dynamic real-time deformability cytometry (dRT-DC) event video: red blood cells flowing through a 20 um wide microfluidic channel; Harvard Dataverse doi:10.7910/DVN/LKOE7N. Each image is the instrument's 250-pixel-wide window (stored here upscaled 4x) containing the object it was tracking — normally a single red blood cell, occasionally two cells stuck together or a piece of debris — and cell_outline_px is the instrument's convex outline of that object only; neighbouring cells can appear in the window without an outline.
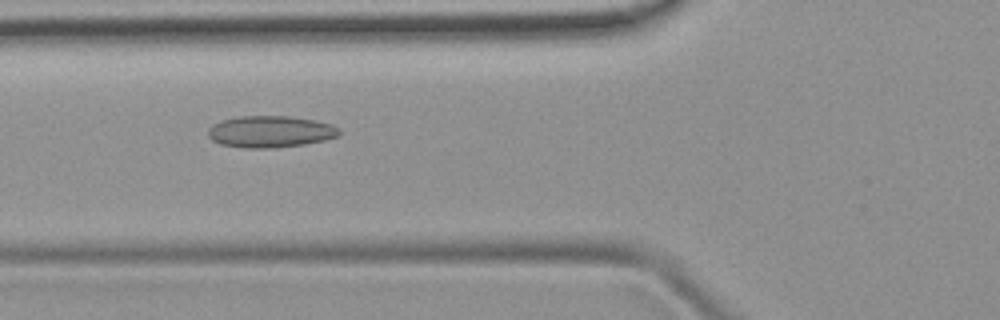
{"species": "common noctule bat (a hibernating species)", "species_latin": "Nyctalus noctula", "temperature_condition": "room temperature", "stored_images_in_passage": 33, "camera_frame_rate_fps": 3000, "um_per_image_px": 0.085, "animal": {"sex": "female", "body_mass_g": 19.9}, "frame": {"image": 1, "passage_image": 4, "time_ms": 1.0, "image_size_px": [1000, 320], "cell_outline_px": [[340, 132], [336, 136], [324, 140], [304, 144], [276, 148], [248, 148], [220, 144], [212, 140], [208, 136], [208, 128], [212, 124], [220, 120], [240, 116], [288, 116], [316, 120], [332, 124], [340, 128]], "centroid_in_image_um": [22.96, 11.18], "position_along_channel_um": 102.8, "area_um2": 24.33}}
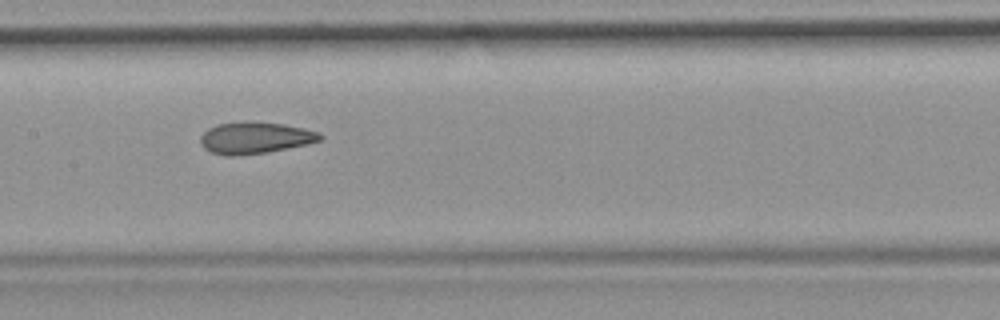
{"frame": {"image": 2, "passage_image": 10, "time_ms": 3.0, "image_size_px": [1000, 320], "cell_outline_px": [[324, 136], [320, 140], [308, 144], [268, 152], [236, 156], [224, 156], [208, 152], [200, 144], [200, 136], [208, 128], [216, 124], [248, 120], [284, 124], [304, 128], [320, 132]], "centroid_in_image_um": [21.65, 11.71], "position_along_channel_um": 185.7, "area_um2": 22.6}}
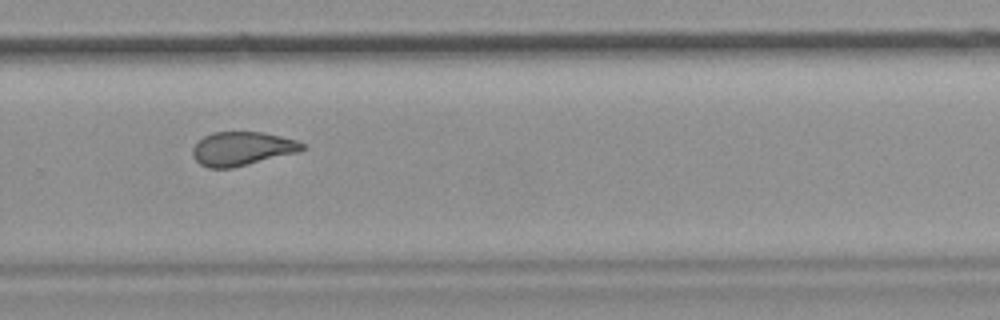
{"frame": {"image": 3, "passage_image": 19, "time_ms": 6.0, "image_size_px": [1000, 320], "cell_outline_px": [[304, 148], [300, 152], [232, 168], [208, 168], [200, 164], [192, 156], [192, 148], [204, 136], [212, 132], [264, 132], [296, 140], [304, 144]], "centroid_in_image_um": [20.57, 12.64], "position_along_channel_um": 309.2, "area_um2": 21.62}}